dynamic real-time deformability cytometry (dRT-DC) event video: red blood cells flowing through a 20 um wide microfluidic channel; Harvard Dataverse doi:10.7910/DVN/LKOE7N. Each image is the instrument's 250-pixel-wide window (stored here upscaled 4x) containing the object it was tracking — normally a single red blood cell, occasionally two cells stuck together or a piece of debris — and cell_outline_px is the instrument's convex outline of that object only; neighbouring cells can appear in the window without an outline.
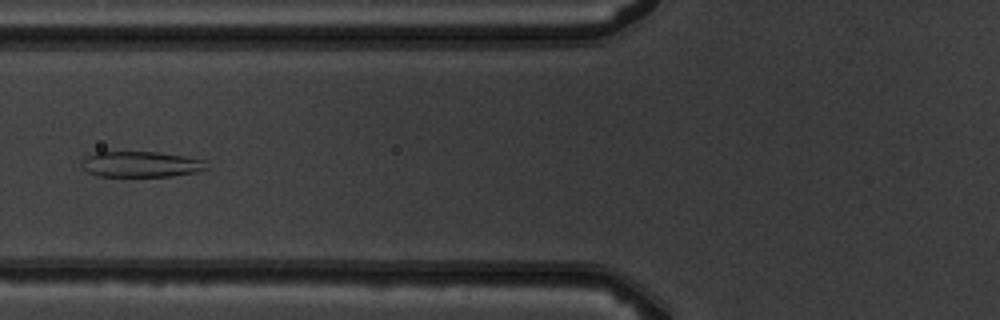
{"species": "common noctule bat (a hibernating species)", "species_latin": "Nyctalus noctula", "temperature_condition": "warm", "stored_images_in_passage": 8, "camera_frame_rate_fps": 3000, "um_per_image_px": 0.085, "animal": {"sex": "male", "body_mass_g": 19.5, "forearm_length_mm": 54.6}, "frame": {"image": 1, "passage_image": 7, "time_ms": 7.0, "image_size_px": [1000, 320], "cell_outline_px": [[208, 168], [196, 172], [172, 176], [96, 176], [88, 172], [84, 168], [84, 160], [88, 156], [96, 152], [156, 152], [184, 156], [204, 160]], "centroid_in_image_um": [12.02, 13.97], "position_along_channel_um": 113.8, "area_um2": 18.44}}